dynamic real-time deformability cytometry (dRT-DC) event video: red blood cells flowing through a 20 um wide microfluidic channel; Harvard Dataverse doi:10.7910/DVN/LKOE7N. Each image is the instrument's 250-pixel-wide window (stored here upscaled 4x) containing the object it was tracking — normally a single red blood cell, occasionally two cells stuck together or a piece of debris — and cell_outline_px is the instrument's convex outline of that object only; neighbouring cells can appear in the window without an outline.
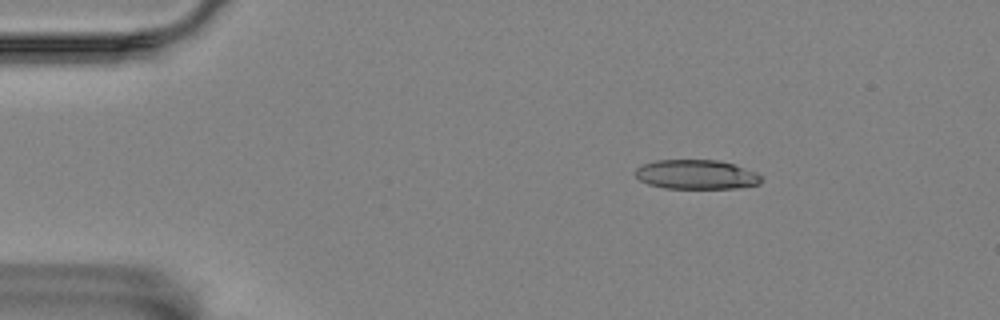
{"species": "Egyptian fruit bat (a non-hibernating species)", "species_latin": "Rousettus aegyptiacus", "temperature_condition": "room temperature", "stored_images_in_passage": 5, "camera_frame_rate_fps": 3000, "um_per_image_px": 0.085, "animal": {"sex": "female"}, "frame": {"image": 1, "passage_image": 2, "time_ms": 2.333, "image_size_px": [1000, 320], "cell_outline_px": [[760, 184], [736, 188], [664, 188], [648, 184], [640, 180], [636, 176], [636, 168], [644, 164], [656, 160], [720, 160], [756, 172], [760, 176]], "centroid_in_image_um": [59.17, 14.83], "position_along_channel_um": 25.8, "area_um2": 21.39}}